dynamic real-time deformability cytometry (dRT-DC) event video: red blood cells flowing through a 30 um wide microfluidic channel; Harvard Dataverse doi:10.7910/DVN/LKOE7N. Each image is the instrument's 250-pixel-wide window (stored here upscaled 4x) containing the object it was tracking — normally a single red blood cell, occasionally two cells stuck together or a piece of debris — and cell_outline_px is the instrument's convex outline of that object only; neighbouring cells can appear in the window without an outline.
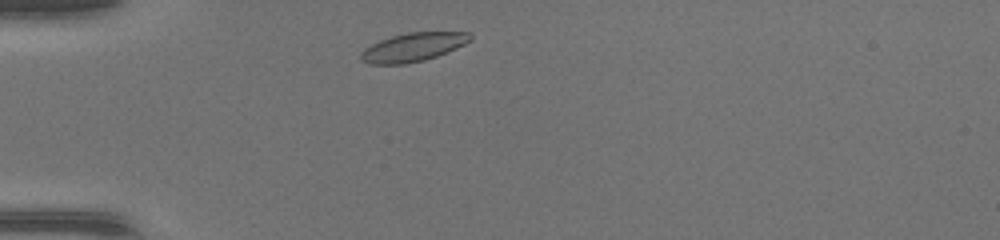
{"species": "common noctule bat (a hibernating species)", "species_latin": "Nyctalus noctula", "temperature_condition": "warm", "stored_images_in_passage": 36, "camera_frame_rate_fps": 3000, "um_per_image_px": 0.085, "animal": {"sex": "female", "body_mass_g": 17.0, "forearm_length_mm": 48.0}, "frame": {"image": 1, "passage_image": 2, "time_ms": 0.333, "image_size_px": [1000, 240], "cell_outline_px": [[472, 40], [464, 44], [436, 56], [424, 60], [404, 64], [372, 64], [360, 60], [360, 56], [372, 44], [380, 40], [392, 36], [408, 32], [468, 32], [472, 36]], "centroid_in_image_um": [35.13, 4.0], "position_along_channel_um": 49.9, "area_um2": 17.86}}
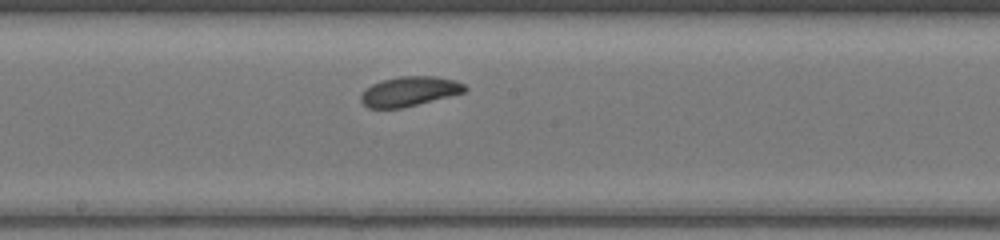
{"frame": {"image": 2, "passage_image": 15, "time_ms": 4.667, "image_size_px": [1000, 240], "cell_outline_px": [[468, 88], [464, 92], [404, 108], [368, 108], [360, 100], [360, 96], [372, 84], [384, 80], [400, 76], [436, 76], [456, 80], [464, 84]], "centroid_in_image_um": [34.83, 7.77], "position_along_channel_um": 213.4, "area_um2": 17.86}}
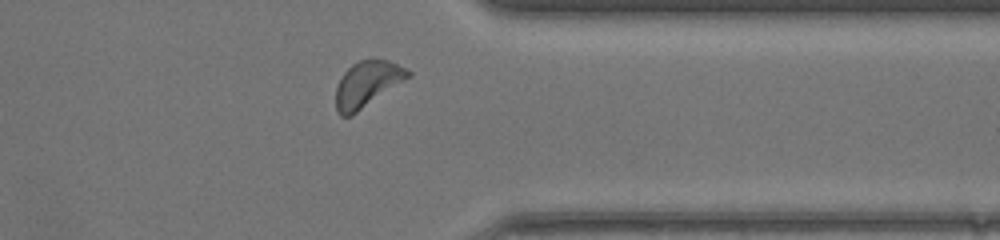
{"frame": {"image": 3, "passage_image": 27, "time_ms": 8.667, "image_size_px": [1000, 240], "cell_outline_px": [[412, 76], [352, 116], [340, 116], [336, 108], [336, 88], [344, 72], [352, 64], [360, 60], [376, 56], [388, 60], [412, 72]], "centroid_in_image_um": [31.23, 7.12], "position_along_channel_um": 380.2, "area_um2": 19.59}, "authors_computed_cell_mechanics": {"area_um2": 17.9758, "velocity_mm_per_s": 4.2672, "shape_relaxation_time_tau1_ms": 1.9423, "shape_relaxation_time_tau2_ms": 6.4427, "deformation_change_tau1": 0.1095, "deformation_change_tau2": 0.1498}}